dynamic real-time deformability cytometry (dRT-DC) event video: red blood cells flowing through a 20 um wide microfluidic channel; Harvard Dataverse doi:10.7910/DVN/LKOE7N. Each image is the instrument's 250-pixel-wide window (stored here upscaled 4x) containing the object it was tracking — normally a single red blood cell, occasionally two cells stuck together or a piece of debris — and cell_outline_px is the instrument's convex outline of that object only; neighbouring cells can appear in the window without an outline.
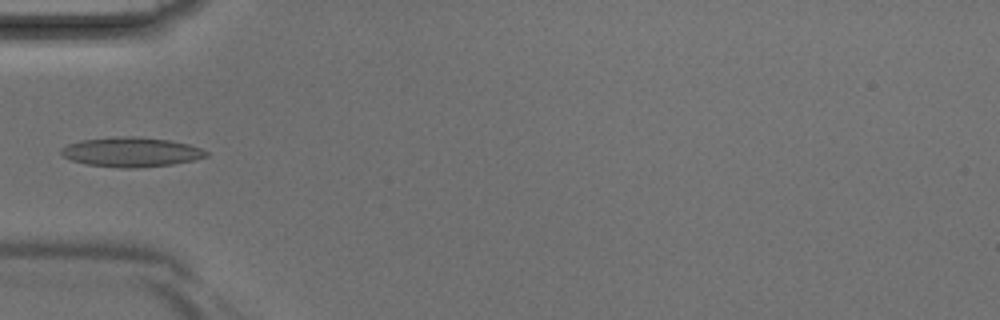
{"species": "Egyptian fruit bat (a non-hibernating species)", "species_latin": "Rousettus aegyptiacus", "temperature_condition": "room temperature", "stored_images_in_passage": 4, "camera_frame_rate_fps": 3000, "um_per_image_px": 0.085, "animal": {"sex": "male"}, "frame": {"image": 1, "passage_image": 4, "time_ms": 1.0, "image_size_px": [1000, 320], "cell_outline_px": [[208, 156], [192, 160], [172, 164], [136, 168], [120, 168], [88, 164], [72, 160], [64, 156], [60, 152], [60, 148], [68, 144], [80, 140], [116, 136], [136, 136], [168, 140], [188, 144], [200, 148], [208, 152]], "centroid_in_image_um": [11.13, 12.91], "position_along_channel_um": 73.9, "area_um2": 24.91}}